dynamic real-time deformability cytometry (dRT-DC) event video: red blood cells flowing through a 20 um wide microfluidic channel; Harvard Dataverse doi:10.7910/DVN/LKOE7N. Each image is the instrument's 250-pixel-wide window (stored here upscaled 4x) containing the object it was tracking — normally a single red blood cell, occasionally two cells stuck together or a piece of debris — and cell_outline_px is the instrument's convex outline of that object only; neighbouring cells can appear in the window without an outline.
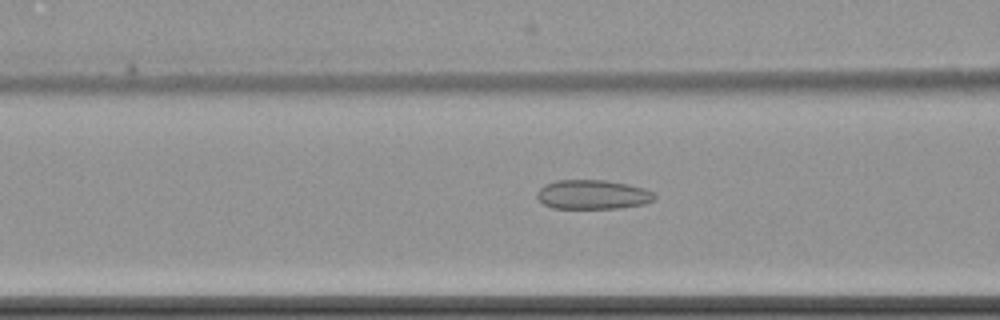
{"species": "common noctule bat (a hibernating species)", "species_latin": "Nyctalus noctula", "temperature_condition": "cold", "stored_images_in_passage": 9, "camera_frame_rate_fps": 3000, "um_per_image_px": 0.085, "animal": {"sex": "female", "body_mass_g": 22.7, "forearm_length_mm": 54.2}, "frame": {"image": 1, "passage_image": 9, "time_ms": 10.333, "image_size_px": [1000, 320], "cell_outline_px": [[656, 196], [652, 200], [644, 204], [620, 208], [552, 208], [544, 204], [536, 196], [536, 192], [544, 184], [556, 180], [608, 180], [628, 184], [644, 188], [652, 192]], "centroid_in_image_um": [50.36, 16.53], "position_along_channel_um": 116.2, "area_um2": 20.11}}